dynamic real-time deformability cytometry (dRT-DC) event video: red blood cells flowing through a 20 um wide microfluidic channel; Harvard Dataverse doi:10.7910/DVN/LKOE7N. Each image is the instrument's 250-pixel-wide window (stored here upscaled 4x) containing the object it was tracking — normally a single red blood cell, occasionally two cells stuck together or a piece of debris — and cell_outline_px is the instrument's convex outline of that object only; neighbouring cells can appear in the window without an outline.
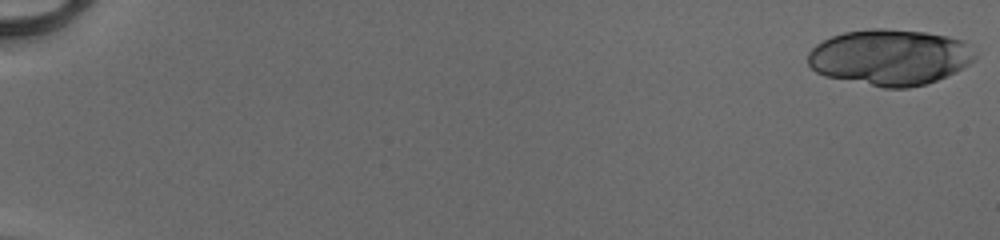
{"species": "human", "species_latin": "Homo sapiens", "temperature_condition": "cold", "stored_images_in_passage": 52, "camera_frame_rate_fps": 3000, "um_per_image_px": 0.085, "donor": {"sex": "male"}, "frame": {"image": 1, "passage_image": 1, "time_ms": 0.0, "image_size_px": [1000, 240], "cell_outline_px": [[976, 60], [956, 72], [936, 80], [924, 84], [908, 88], [884, 88], [824, 76], [816, 72], [808, 64], [808, 52], [816, 44], [832, 36], [844, 32], [872, 28], [884, 28], [924, 32], [948, 36], [964, 40], [976, 52]], "centroid_in_image_um": [75.65, 4.86], "position_along_channel_um": 9.3, "area_um2": 54.79}}
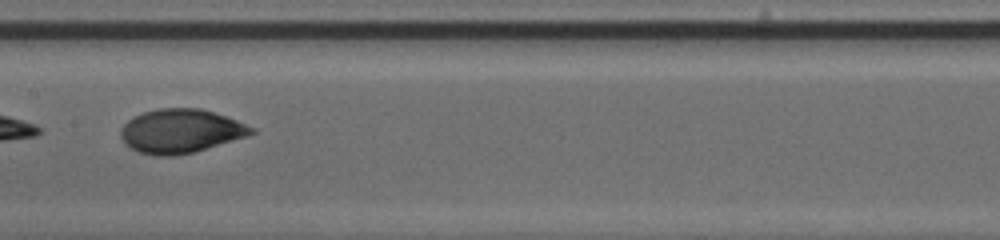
{"frame": {"image": 2, "passage_image": 30, "time_ms": 9.667, "image_size_px": [1000, 240], "cell_outline_px": [[256, 132], [248, 136], [192, 152], [172, 156], [156, 156], [140, 152], [124, 144], [120, 136], [120, 128], [132, 116], [144, 112], [160, 108], [200, 108], [236, 120], [256, 128]], "centroid_in_image_um": [15.33, 11.14], "position_along_channel_um": 192.1, "area_um2": 33.29}}
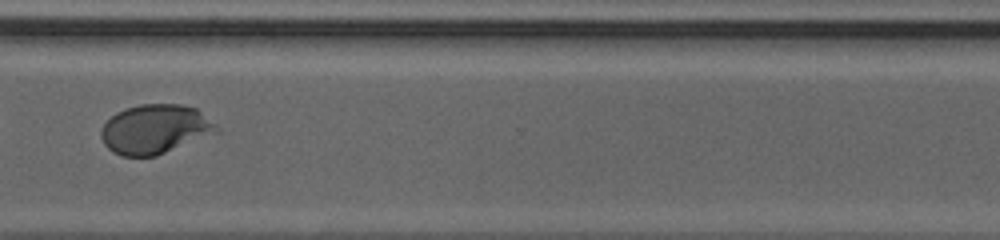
{"frame": {"image": 3, "passage_image": 42, "time_ms": 13.667, "image_size_px": [1000, 240], "cell_outline_px": [[220, 132], [156, 156], [120, 156], [112, 152], [104, 144], [100, 136], [100, 132], [104, 124], [116, 112], [124, 108], [140, 104], [180, 104], [196, 108], [216, 124], [220, 128]], "centroid_in_image_um": [13.19, 10.98], "position_along_channel_um": 357.4, "area_um2": 33.41}, "authors_computed_cell_mechanics": {"area_um2": 33.3795, "velocity_mm_per_s": 4.1176, "shape_relaxation_time_tau1_ms": 4.5068, "shape_relaxation_time_tau2_ms": null, "deformation_change_tau1": 0.1744, "deformation_change_tau2": null}}